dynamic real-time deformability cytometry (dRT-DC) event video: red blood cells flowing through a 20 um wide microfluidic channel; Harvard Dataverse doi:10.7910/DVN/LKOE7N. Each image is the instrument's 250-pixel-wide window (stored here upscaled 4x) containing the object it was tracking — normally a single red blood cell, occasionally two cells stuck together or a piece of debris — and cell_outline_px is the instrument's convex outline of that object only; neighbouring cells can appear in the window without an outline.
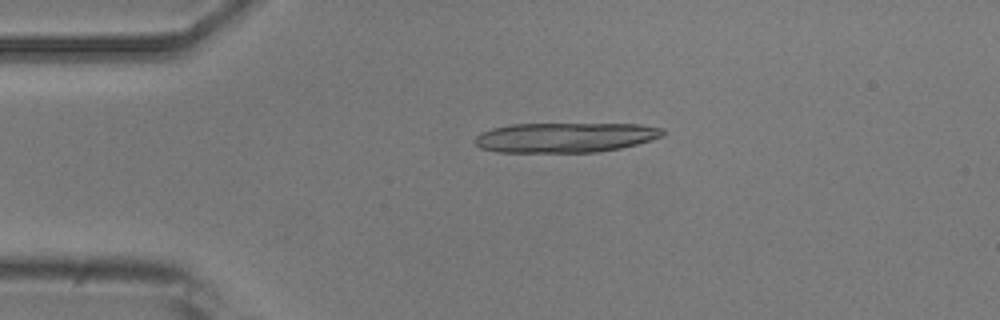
{"species": "common noctule bat (a hibernating species)", "species_latin": "Nyctalus noctula", "temperature_condition": "room temperature", "stored_images_in_passage": 5, "camera_frame_rate_fps": 3000, "um_per_image_px": 0.085, "animal": {"sex": "male", "body_mass_g": 20.5, "forearm_length_mm": 52.5}, "frame": {"image": 1, "passage_image": 4, "time_ms": 3.333, "image_size_px": [1000, 320], "cell_outline_px": [[664, 136], [652, 140], [620, 148], [596, 152], [496, 152], [480, 148], [472, 140], [480, 132], [492, 128], [508, 124], [640, 124], [664, 128]], "centroid_in_image_um": [48.02, 11.68], "position_along_channel_um": 37.0, "area_um2": 32.95}}